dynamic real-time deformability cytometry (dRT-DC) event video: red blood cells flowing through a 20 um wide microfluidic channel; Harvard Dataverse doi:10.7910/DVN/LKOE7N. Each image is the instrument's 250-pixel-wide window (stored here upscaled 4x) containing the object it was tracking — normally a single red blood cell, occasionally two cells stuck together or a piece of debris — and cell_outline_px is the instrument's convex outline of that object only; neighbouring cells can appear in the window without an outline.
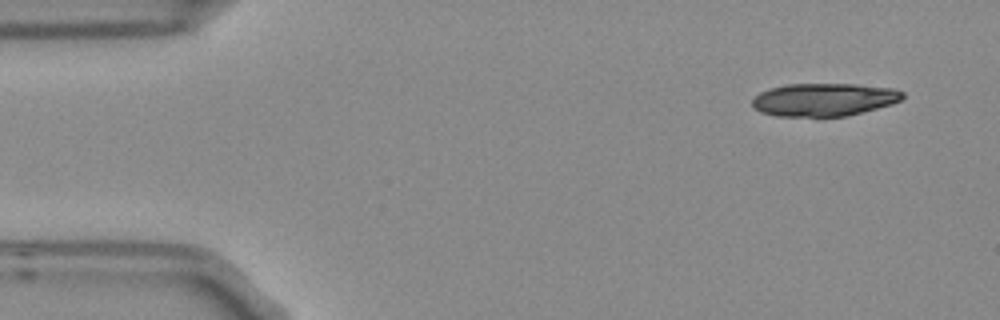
{"species": "Egyptian fruit bat (a non-hibernating species)", "species_latin": "Rousettus aegyptiacus", "temperature_condition": "room temperature", "stored_images_in_passage": 5, "segment_of_instrument_passage": [1, 2], "camera_frame_rate_fps": 3000, "um_per_image_px": 0.085, "frame": {"image": 1, "passage_image": 1, "time_ms": 0.0, "image_size_px": [1000, 320], "cell_outline_px": [[904, 96], [900, 100], [892, 104], [848, 116], [776, 116], [760, 112], [752, 104], [752, 100], [760, 92], [768, 88], [788, 84], [856, 84], [892, 88], [904, 92]], "centroid_in_image_um": [70.04, 8.46], "position_along_channel_um": 15.0, "area_um2": 28.84}}